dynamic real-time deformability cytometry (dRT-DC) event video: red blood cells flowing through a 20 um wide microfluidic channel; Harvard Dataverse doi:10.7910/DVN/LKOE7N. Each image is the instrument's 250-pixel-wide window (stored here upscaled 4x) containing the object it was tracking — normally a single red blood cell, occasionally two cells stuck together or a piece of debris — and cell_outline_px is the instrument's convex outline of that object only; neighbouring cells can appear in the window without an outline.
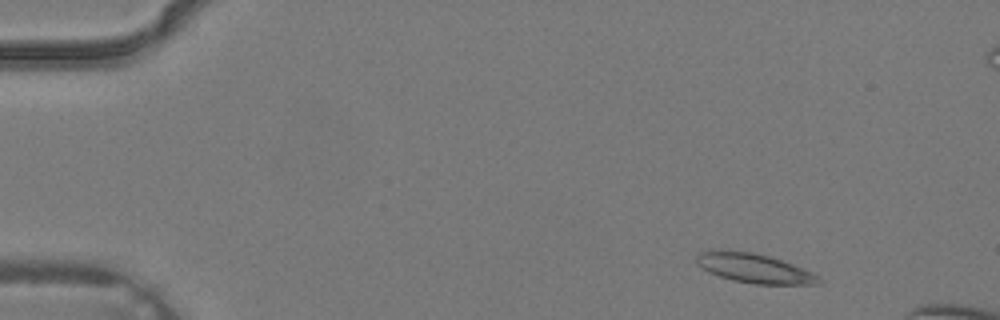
{"species": "common noctule bat (a hibernating species)", "species_latin": "Nyctalus noctula", "temperature_condition": "warm", "stored_images_in_passage": 4, "camera_frame_rate_fps": 3000, "um_per_image_px": 0.085, "animal": {"sex": "male", "body_mass_g": 19.2, "forearm_length_mm": 51.8}, "frame": {"image": 1, "passage_image": 1, "time_ms": 0.0, "image_size_px": [1000, 320], "cell_outline_px": [[820, 284], [756, 284], [732, 280], [708, 272], [696, 264], [696, 256], [700, 252], [720, 248], [752, 252], [768, 256], [792, 264], [812, 272], [820, 276]], "centroid_in_image_um": [64.05, 22.78], "position_along_channel_um": 20.9, "area_um2": 21.04}}